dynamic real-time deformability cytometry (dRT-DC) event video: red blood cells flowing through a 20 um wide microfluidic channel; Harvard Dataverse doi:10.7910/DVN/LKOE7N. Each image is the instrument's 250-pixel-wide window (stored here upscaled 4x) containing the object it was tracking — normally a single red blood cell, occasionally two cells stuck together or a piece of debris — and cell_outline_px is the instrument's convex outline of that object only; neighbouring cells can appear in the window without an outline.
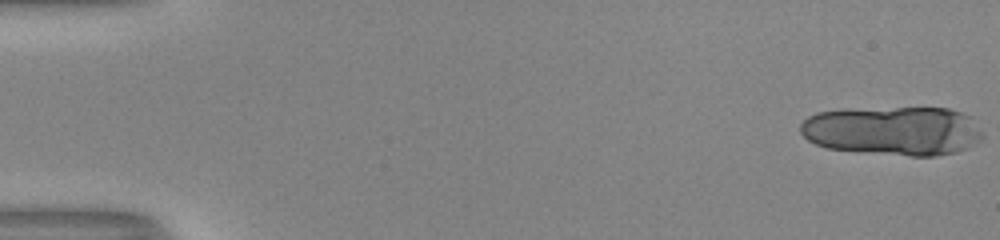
{"species": "human", "species_latin": "Homo sapiens", "temperature_condition": "room temperature", "stored_images_in_passage": 16, "camera_frame_rate_fps": 3000, "um_per_image_px": 0.085, "donor": {"sex": "male"}, "frame": {"image": 1, "passage_image": 1, "time_ms": 0.0, "image_size_px": [1000, 240], "cell_outline_px": [[984, 136], [980, 140], [968, 148], [956, 152], [936, 156], [912, 156], [828, 148], [816, 144], [808, 140], [800, 132], [800, 124], [808, 116], [816, 112], [896, 108], [948, 108], [960, 112], [968, 116]], "centroid_in_image_um": [75.92, 11.13], "position_along_channel_um": 9.1, "area_um2": 51.38}}